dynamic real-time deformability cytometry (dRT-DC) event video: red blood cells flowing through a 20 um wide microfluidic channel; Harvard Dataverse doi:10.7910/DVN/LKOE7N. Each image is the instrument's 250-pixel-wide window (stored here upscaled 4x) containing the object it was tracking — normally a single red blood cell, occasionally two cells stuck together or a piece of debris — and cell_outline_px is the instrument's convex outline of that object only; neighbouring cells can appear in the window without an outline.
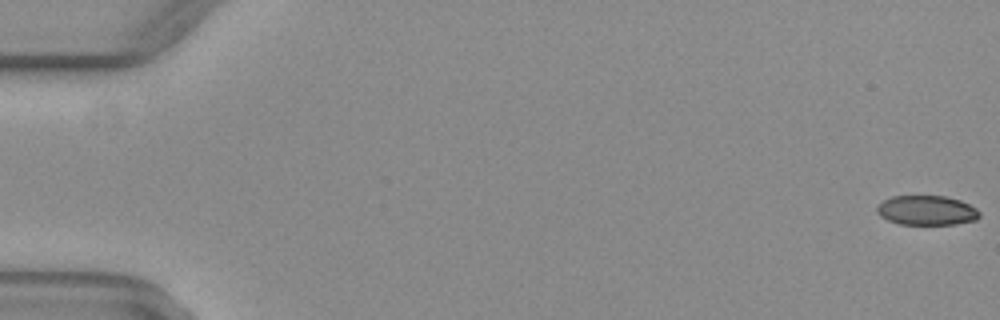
{"species": "common noctule bat (a hibernating species)", "species_latin": "Nyctalus noctula", "temperature_condition": "warm", "stored_images_in_passage": 12, "camera_frame_rate_fps": 3000, "um_per_image_px": 0.085, "animal": {"sex": "female", "body_mass_g": 29.2, "forearm_length_mm": 56.3}, "frame": {"image": 1, "passage_image": 1, "time_ms": 0.0, "image_size_px": [1000, 320], "cell_outline_px": [[980, 216], [976, 220], [956, 224], [900, 224], [888, 220], [880, 216], [876, 212], [876, 208], [884, 200], [892, 196], [944, 196], [960, 200], [976, 208], [980, 212]], "centroid_in_image_um": [78.77, 17.88], "position_along_channel_um": 6.2, "area_um2": 17.63}}